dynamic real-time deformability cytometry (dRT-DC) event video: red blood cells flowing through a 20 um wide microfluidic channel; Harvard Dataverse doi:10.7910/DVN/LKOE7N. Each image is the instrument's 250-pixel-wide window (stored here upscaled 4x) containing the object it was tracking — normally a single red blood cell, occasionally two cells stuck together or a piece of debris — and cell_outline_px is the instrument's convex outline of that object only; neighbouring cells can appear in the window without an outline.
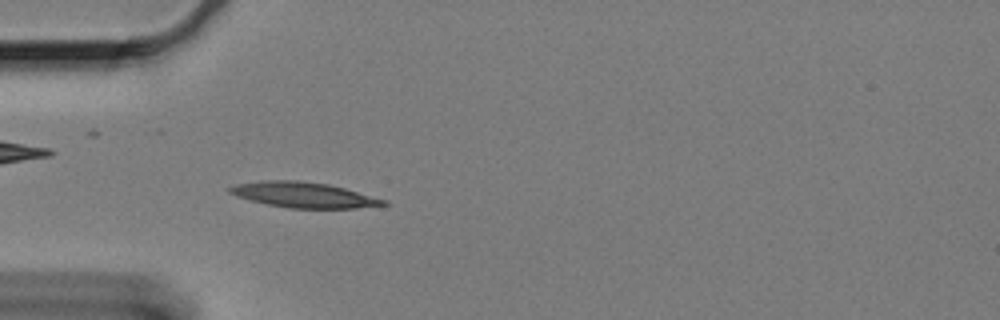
{"species": "Egyptian fruit bat (a non-hibernating species)", "species_latin": "Rousettus aegyptiacus", "temperature_condition": "cold", "stored_images_in_passage": 51, "camera_frame_rate_fps": 3000, "um_per_image_px": 0.085, "animal": {"sex": "female"}, "frame": {"image": 1, "passage_image": 17, "time_ms": 5.333, "image_size_px": [1000, 320], "cell_outline_px": [[388, 204], [356, 208], [288, 208], [268, 204], [236, 196], [228, 192], [224, 188], [236, 184], [264, 180], [296, 180], [328, 184], [344, 188], [388, 200]], "centroid_in_image_um": [25.78, 16.56], "position_along_channel_um": 59.2, "area_um2": 22.72}}
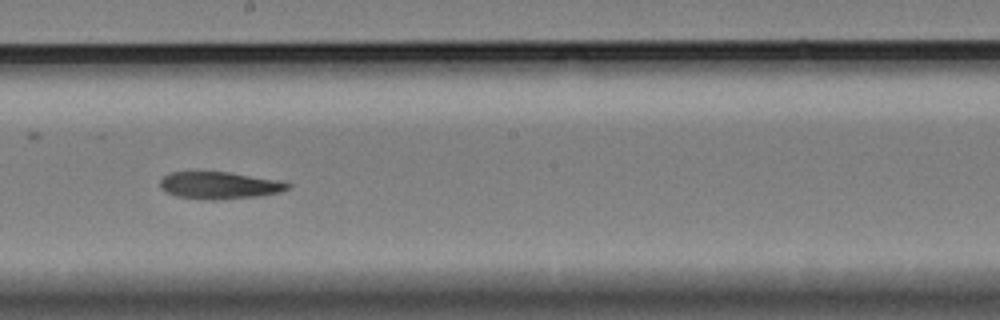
{"frame": {"image": 2, "passage_image": 33, "time_ms": 10.667, "image_size_px": [1000, 320], "cell_outline_px": [[292, 188], [280, 192], [260, 196], [216, 200], [208, 200], [176, 196], [164, 192], [160, 188], [160, 180], [164, 176], [172, 172], [228, 172], [280, 180], [292, 184]], "centroid_in_image_um": [18.68, 15.76], "position_along_channel_um": 229.5, "area_um2": 20.4}}
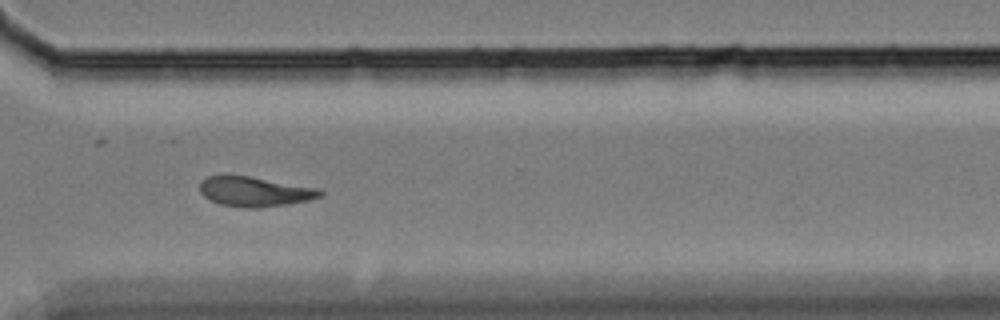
{"frame": {"image": 3, "passage_image": 44, "time_ms": 14.333, "image_size_px": [1000, 320], "cell_outline_px": [[324, 192], [320, 196], [308, 200], [288, 204], [260, 208], [244, 208], [220, 204], [204, 196], [200, 192], [200, 180], [208, 176], [224, 172], [320, 188]], "centroid_in_image_um": [21.6, 16.25], "position_along_channel_um": 349.0, "area_um2": 21.39}, "authors_computed_cell_mechanics": {"area_um2": 21.1548, "velocity_mm_per_s": 3.264, "shape_relaxation_time_tau1_ms": null, "shape_relaxation_time_tau2_ms": 10.6525, "deformation_change_tau1": null, "deformation_change_tau2": 0.1891}}